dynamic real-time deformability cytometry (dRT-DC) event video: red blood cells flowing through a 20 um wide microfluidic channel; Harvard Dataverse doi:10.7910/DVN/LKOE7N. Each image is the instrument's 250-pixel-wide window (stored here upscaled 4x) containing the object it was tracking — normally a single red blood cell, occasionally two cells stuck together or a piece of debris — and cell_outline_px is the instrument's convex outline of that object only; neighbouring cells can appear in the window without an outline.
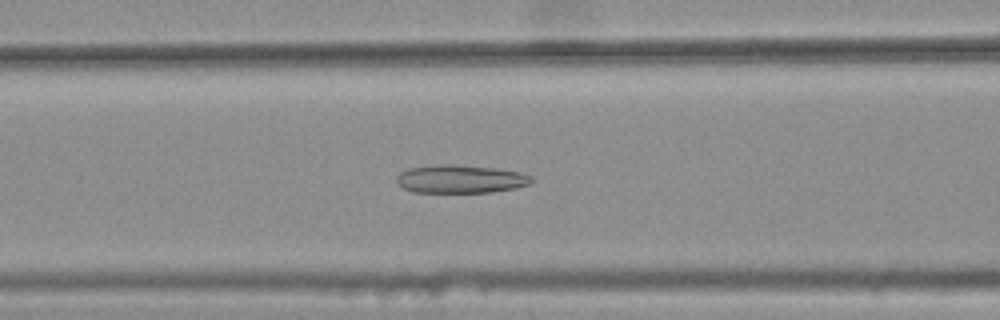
{"species": "common noctule bat (a hibernating species)", "species_latin": "Nyctalus noctula", "temperature_condition": "warm", "stored_images_in_passage": 32, "camera_frame_rate_fps": 3000, "um_per_image_px": 0.085, "animal": {"sex": "female", "body_mass_g": 25.1}, "frame": {"image": 1, "passage_image": 8, "time_ms": 2.333, "image_size_px": [1000, 320], "cell_outline_px": [[532, 184], [516, 188], [492, 192], [412, 192], [404, 188], [396, 180], [396, 176], [400, 172], [408, 168], [448, 164], [496, 168], [520, 172], [532, 176]], "centroid_in_image_um": [39.18, 15.22], "position_along_channel_um": 127.4, "area_um2": 22.08}}
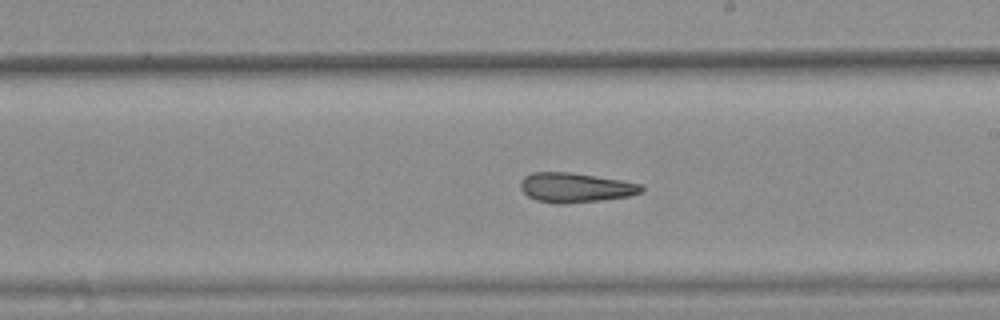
{"frame": {"image": 2, "passage_image": 17, "time_ms": 5.333, "image_size_px": [1000, 320], "cell_outline_px": [[644, 188], [640, 192], [628, 196], [600, 200], [564, 204], [556, 204], [536, 200], [528, 196], [520, 188], [520, 180], [524, 176], [532, 172], [572, 172], [620, 180], [640, 184]], "centroid_in_image_um": [48.85, 15.94], "position_along_channel_um": 240.2, "area_um2": 20.81}}
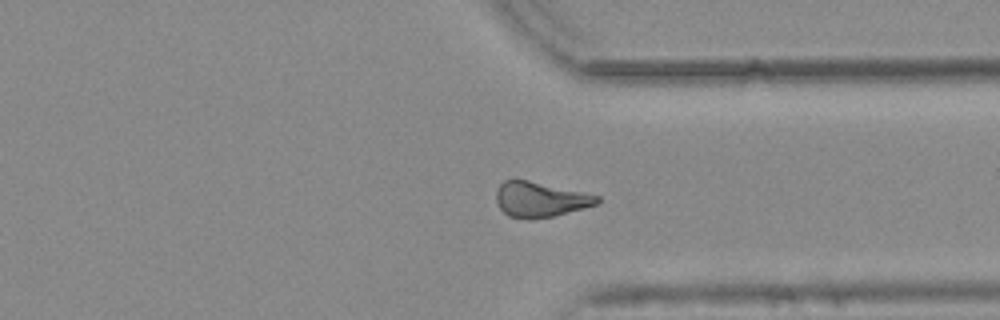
{"frame": {"image": 3, "passage_image": 27, "time_ms": 8.667, "image_size_px": [1000, 320], "cell_outline_px": [[600, 200], [596, 204], [584, 208], [552, 216], [532, 220], [508, 216], [500, 208], [496, 200], [496, 188], [504, 180], [528, 180], [600, 196]], "centroid_in_image_um": [45.88, 16.96], "position_along_channel_um": 365.5, "area_um2": 20.52}, "authors_computed_cell_mechanics": {"area_um2": 21.0392, "velocity_mm_per_s": 3.7628, "shape_relaxation_time_tau1_ms": null, "shape_relaxation_time_tau2_ms": 5.7175, "deformation_change_tau1": null, "deformation_change_tau2": 0.1648}}